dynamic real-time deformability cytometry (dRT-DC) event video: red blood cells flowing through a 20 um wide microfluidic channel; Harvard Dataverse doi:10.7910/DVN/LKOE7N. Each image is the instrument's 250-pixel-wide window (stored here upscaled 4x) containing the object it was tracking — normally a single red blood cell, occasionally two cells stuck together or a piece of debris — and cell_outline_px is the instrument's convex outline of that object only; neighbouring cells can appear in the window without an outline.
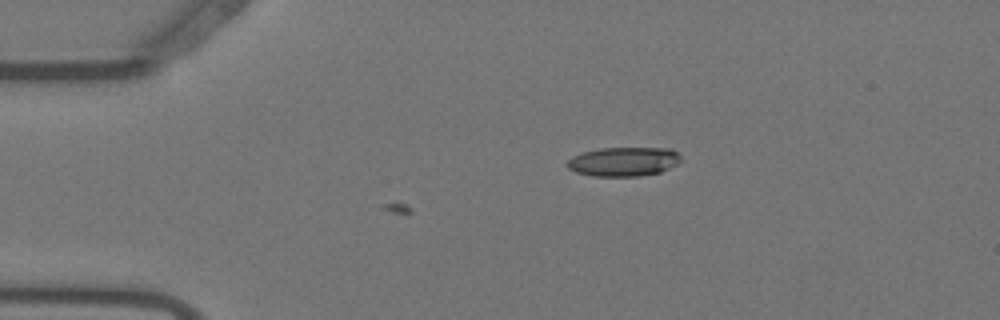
{"species": "Egyptian fruit bat (a non-hibernating species)", "species_latin": "Rousettus aegyptiacus", "temperature_condition": "warm", "stored_images_in_passage": 17, "camera_frame_rate_fps": 3000, "um_per_image_px": 0.085, "animal": {"sex": "female"}, "frame": {"image": 1, "passage_image": 17, "time_ms": 5.333, "image_size_px": [1000, 320], "cell_outline_px": [[684, 160], [660, 172], [640, 176], [592, 176], [576, 172], [568, 168], [564, 164], [572, 156], [584, 152], [600, 148], [672, 148]], "centroid_in_image_um": [53.0, 13.73], "position_along_channel_um": 32.0, "area_um2": 19.42}}